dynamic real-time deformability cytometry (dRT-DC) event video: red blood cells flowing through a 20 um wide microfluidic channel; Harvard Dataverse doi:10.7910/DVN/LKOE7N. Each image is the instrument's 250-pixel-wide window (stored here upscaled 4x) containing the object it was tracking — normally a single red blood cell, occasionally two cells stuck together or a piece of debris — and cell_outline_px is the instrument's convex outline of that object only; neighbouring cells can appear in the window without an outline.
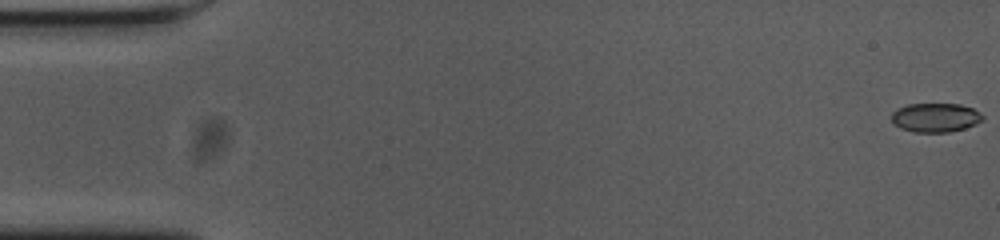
{"species": "common noctule bat (a hibernating species)", "species_latin": "Nyctalus noctula", "temperature_condition": "cold", "stored_images_in_passage": 21, "camera_frame_rate_fps": 3000, "um_per_image_px": 0.085, "animal": {"sex": "female", "body_mass_g": 23.0, "forearm_length_mm": 53.4}, "frame": {"image": 1, "passage_image": 1, "time_ms": 0.0, "image_size_px": [1000, 240], "cell_outline_px": [[984, 120], [976, 124], [964, 128], [948, 132], [916, 132], [900, 128], [892, 124], [892, 112], [896, 108], [908, 104], [960, 104], [972, 108], [980, 112], [984, 116]], "centroid_in_image_um": [79.51, 9.99], "position_along_channel_um": 5.5, "area_um2": 15.55}}
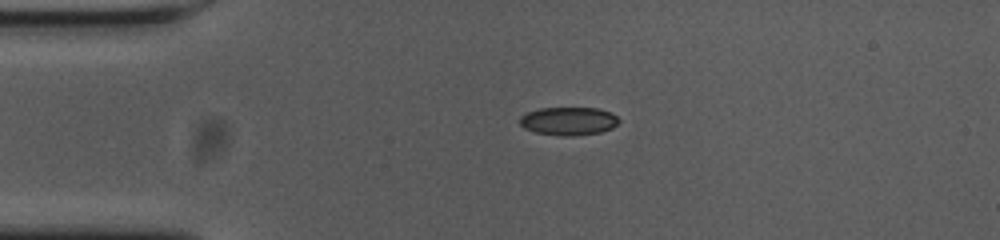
{"frame": {"image": 2, "passage_image": 13, "time_ms": 4.0, "image_size_px": [1000, 240], "cell_outline_px": [[620, 120], [612, 128], [600, 132], [572, 136], [564, 136], [536, 132], [524, 128], [520, 124], [520, 116], [528, 112], [540, 108], [596, 108], [612, 112]], "centroid_in_image_um": [48.33, 10.28], "position_along_channel_um": 36.7, "area_um2": 16.18}}